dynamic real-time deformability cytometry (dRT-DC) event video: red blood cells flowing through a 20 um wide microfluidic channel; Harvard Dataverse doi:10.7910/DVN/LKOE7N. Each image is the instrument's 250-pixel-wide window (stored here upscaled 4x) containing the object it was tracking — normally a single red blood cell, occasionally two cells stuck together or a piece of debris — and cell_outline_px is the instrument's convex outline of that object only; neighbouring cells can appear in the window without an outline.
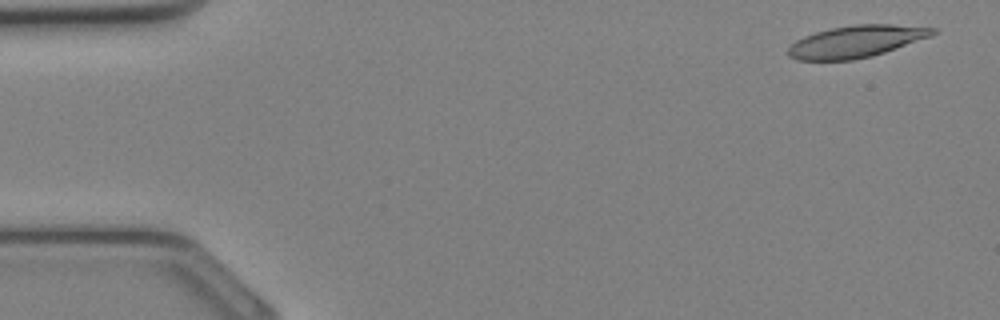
{"species": "Egyptian fruit bat (a non-hibernating species)", "species_latin": "Rousettus aegyptiacus", "temperature_condition": "cold", "stored_images_in_passage": 34, "camera_frame_rate_fps": 3000, "um_per_image_px": 0.085, "animal": {"sex": "female"}, "frame": {"image": 1, "passage_image": 2, "time_ms": 0.333, "image_size_px": [1000, 320], "cell_outline_px": [[936, 32], [932, 36], [872, 56], [852, 60], [796, 60], [788, 56], [788, 48], [796, 40], [804, 36], [816, 32], [832, 28], [856, 24], [892, 24], [936, 28]], "centroid_in_image_um": [72.76, 3.53], "position_along_channel_um": 12.2, "area_um2": 26.76}}
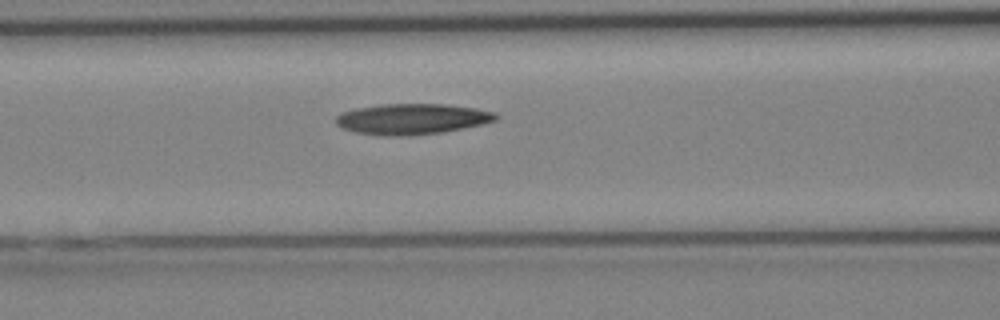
{"frame": {"image": 2, "passage_image": 14, "time_ms": 4.333, "image_size_px": [1000, 320], "cell_outline_px": [[500, 116], [496, 120], [480, 124], [444, 132], [404, 136], [380, 136], [356, 132], [344, 128], [336, 124], [336, 116], [340, 112], [356, 108], [384, 104], [444, 104], [476, 108], [492, 112]], "centroid_in_image_um": [34.99, 10.11], "position_along_channel_um": 131.6, "area_um2": 28.55}}
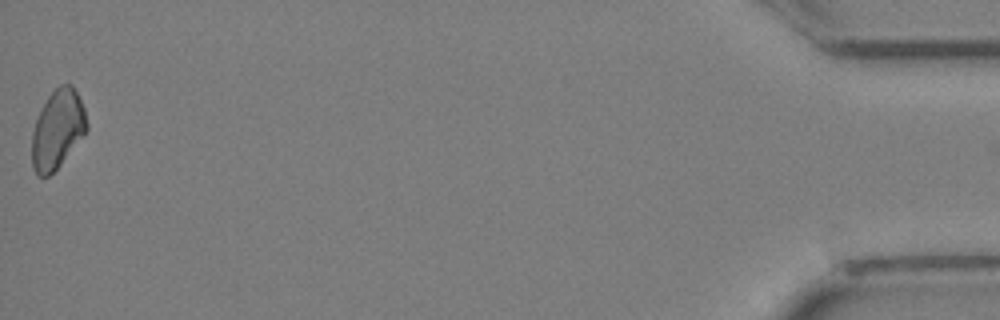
{"frame": {"image": 3, "passage_image": 34, "time_ms": 11.0, "image_size_px": [1000, 320], "cell_outline_px": [[88, 128], [60, 164], [48, 176], [36, 176], [32, 168], [32, 132], [36, 120], [48, 96], [60, 84], [68, 80], [72, 84], [80, 96], [84, 108], [88, 124]], "centroid_in_image_um": [4.89, 10.95], "position_along_channel_um": 430.3, "area_um2": 25.09}}